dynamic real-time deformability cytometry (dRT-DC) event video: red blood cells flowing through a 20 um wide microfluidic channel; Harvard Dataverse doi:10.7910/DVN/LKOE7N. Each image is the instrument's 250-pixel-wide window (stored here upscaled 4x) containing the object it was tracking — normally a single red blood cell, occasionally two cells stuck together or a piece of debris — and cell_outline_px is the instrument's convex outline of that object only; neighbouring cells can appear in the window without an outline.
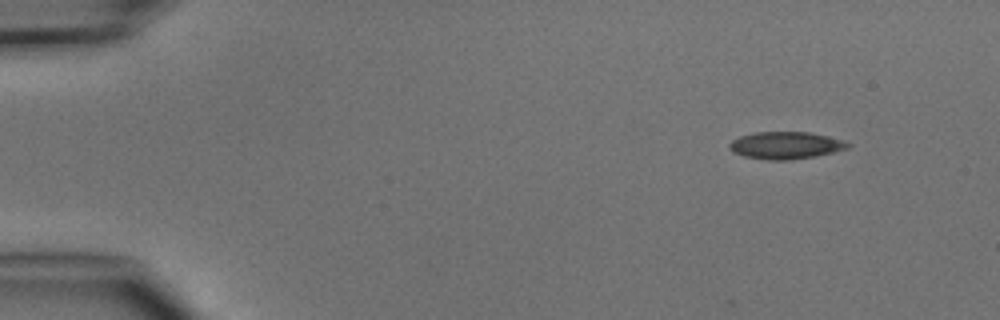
{"species": "common noctule bat (a hibernating species)", "species_latin": "Nyctalus noctula", "temperature_condition": "cold", "stored_images_in_passage": 6, "camera_frame_rate_fps": 3000, "um_per_image_px": 0.085, "animal": {"sex": "male", "body_mass_g": 15.6}, "frame": {"image": 1, "passage_image": 1, "time_ms": 0.0, "image_size_px": [1000, 320], "cell_outline_px": [[852, 144], [848, 148], [816, 156], [788, 160], [768, 160], [744, 156], [732, 152], [728, 148], [728, 144], [732, 140], [740, 136], [752, 132], [808, 132], [828, 136]], "centroid_in_image_um": [66.73, 12.35], "position_along_channel_um": 18.3, "area_um2": 18.79}}
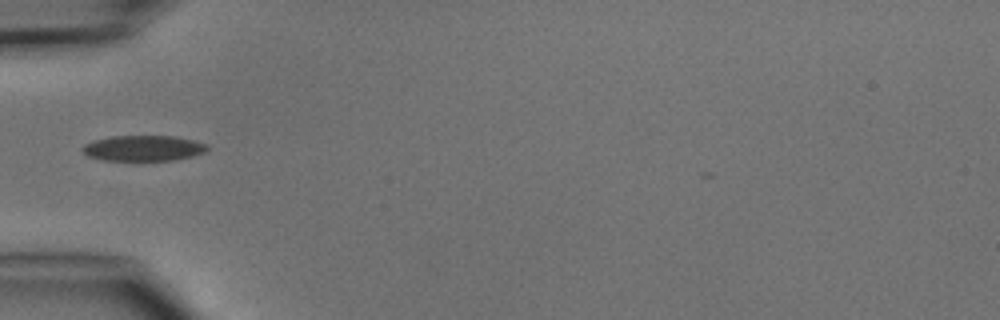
{"frame": {"image": 2, "passage_image": 4, "time_ms": 3.667, "image_size_px": [1000, 320], "cell_outline_px": [[208, 148], [204, 152], [192, 156], [172, 160], [104, 160], [88, 156], [80, 148], [84, 144], [92, 140], [112, 136], [176, 136], [208, 144]], "centroid_in_image_um": [12.16, 12.58], "position_along_channel_um": 72.8, "area_um2": 18.55}}
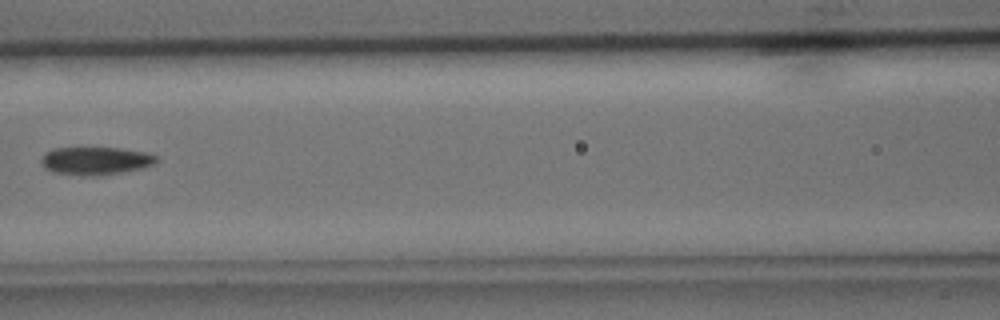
{"frame": {"image": 3, "passage_image": 6, "time_ms": 5.667, "image_size_px": [1000, 320], "cell_outline_px": [[160, 160], [156, 164], [144, 168], [124, 172], [96, 176], [84, 176], [52, 172], [44, 168], [40, 160], [44, 152], [52, 148], [120, 148], [144, 152], [160, 156]], "centroid_in_image_um": [8.16, 13.67], "position_along_channel_um": 158.4, "area_um2": 19.19}}